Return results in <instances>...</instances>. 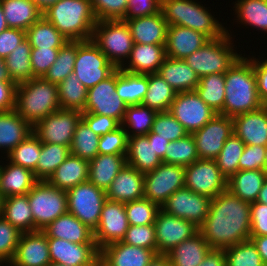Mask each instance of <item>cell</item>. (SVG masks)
<instances>
[{
  "instance_id": "cell-1",
  "label": "cell",
  "mask_w": 267,
  "mask_h": 266,
  "mask_svg": "<svg viewBox=\"0 0 267 266\" xmlns=\"http://www.w3.org/2000/svg\"><path fill=\"white\" fill-rule=\"evenodd\" d=\"M250 208L251 203L227 189L211 200L209 213L198 230L212 249H225L249 240Z\"/></svg>"
},
{
  "instance_id": "cell-2",
  "label": "cell",
  "mask_w": 267,
  "mask_h": 266,
  "mask_svg": "<svg viewBox=\"0 0 267 266\" xmlns=\"http://www.w3.org/2000/svg\"><path fill=\"white\" fill-rule=\"evenodd\" d=\"M264 104L257 91L256 74L252 58L241 56L225 72V100L223 115L234 117L260 109Z\"/></svg>"
},
{
  "instance_id": "cell-3",
  "label": "cell",
  "mask_w": 267,
  "mask_h": 266,
  "mask_svg": "<svg viewBox=\"0 0 267 266\" xmlns=\"http://www.w3.org/2000/svg\"><path fill=\"white\" fill-rule=\"evenodd\" d=\"M43 17L69 41L91 40L97 22L90 0H59Z\"/></svg>"
},
{
  "instance_id": "cell-4",
  "label": "cell",
  "mask_w": 267,
  "mask_h": 266,
  "mask_svg": "<svg viewBox=\"0 0 267 266\" xmlns=\"http://www.w3.org/2000/svg\"><path fill=\"white\" fill-rule=\"evenodd\" d=\"M60 109L57 84L34 77L16 87L17 113L32 126Z\"/></svg>"
},
{
  "instance_id": "cell-5",
  "label": "cell",
  "mask_w": 267,
  "mask_h": 266,
  "mask_svg": "<svg viewBox=\"0 0 267 266\" xmlns=\"http://www.w3.org/2000/svg\"><path fill=\"white\" fill-rule=\"evenodd\" d=\"M205 8L193 0H161V12L168 26L187 27L209 39L222 37L226 28Z\"/></svg>"
},
{
  "instance_id": "cell-6",
  "label": "cell",
  "mask_w": 267,
  "mask_h": 266,
  "mask_svg": "<svg viewBox=\"0 0 267 266\" xmlns=\"http://www.w3.org/2000/svg\"><path fill=\"white\" fill-rule=\"evenodd\" d=\"M229 31L219 38L210 39L200 49L184 58L185 62L200 77L225 73L242 56L234 52Z\"/></svg>"
},
{
  "instance_id": "cell-7",
  "label": "cell",
  "mask_w": 267,
  "mask_h": 266,
  "mask_svg": "<svg viewBox=\"0 0 267 266\" xmlns=\"http://www.w3.org/2000/svg\"><path fill=\"white\" fill-rule=\"evenodd\" d=\"M91 40L116 67L121 68L130 56L134 41L126 21H97Z\"/></svg>"
},
{
  "instance_id": "cell-8",
  "label": "cell",
  "mask_w": 267,
  "mask_h": 266,
  "mask_svg": "<svg viewBox=\"0 0 267 266\" xmlns=\"http://www.w3.org/2000/svg\"><path fill=\"white\" fill-rule=\"evenodd\" d=\"M34 217V232L68 212L67 193L48 181H37L27 193Z\"/></svg>"
},
{
  "instance_id": "cell-9",
  "label": "cell",
  "mask_w": 267,
  "mask_h": 266,
  "mask_svg": "<svg viewBox=\"0 0 267 266\" xmlns=\"http://www.w3.org/2000/svg\"><path fill=\"white\" fill-rule=\"evenodd\" d=\"M66 193L68 212L94 232L99 224L102 206L107 199L106 191L86 181Z\"/></svg>"
},
{
  "instance_id": "cell-10",
  "label": "cell",
  "mask_w": 267,
  "mask_h": 266,
  "mask_svg": "<svg viewBox=\"0 0 267 266\" xmlns=\"http://www.w3.org/2000/svg\"><path fill=\"white\" fill-rule=\"evenodd\" d=\"M116 69L92 40L77 41L73 73L87 89L108 78Z\"/></svg>"
},
{
  "instance_id": "cell-11",
  "label": "cell",
  "mask_w": 267,
  "mask_h": 266,
  "mask_svg": "<svg viewBox=\"0 0 267 266\" xmlns=\"http://www.w3.org/2000/svg\"><path fill=\"white\" fill-rule=\"evenodd\" d=\"M185 187V167L161 163L144 174V198L160 207L177 190Z\"/></svg>"
},
{
  "instance_id": "cell-12",
  "label": "cell",
  "mask_w": 267,
  "mask_h": 266,
  "mask_svg": "<svg viewBox=\"0 0 267 266\" xmlns=\"http://www.w3.org/2000/svg\"><path fill=\"white\" fill-rule=\"evenodd\" d=\"M82 119V112L62 109L49 114L33 126V133L42 143L71 145L77 124Z\"/></svg>"
},
{
  "instance_id": "cell-13",
  "label": "cell",
  "mask_w": 267,
  "mask_h": 266,
  "mask_svg": "<svg viewBox=\"0 0 267 266\" xmlns=\"http://www.w3.org/2000/svg\"><path fill=\"white\" fill-rule=\"evenodd\" d=\"M228 179L215 160L198 159L185 166V187L211 199L227 190Z\"/></svg>"
},
{
  "instance_id": "cell-14",
  "label": "cell",
  "mask_w": 267,
  "mask_h": 266,
  "mask_svg": "<svg viewBox=\"0 0 267 266\" xmlns=\"http://www.w3.org/2000/svg\"><path fill=\"white\" fill-rule=\"evenodd\" d=\"M127 104L116 92V70L106 79L87 90L84 112L105 115L116 119L120 124Z\"/></svg>"
},
{
  "instance_id": "cell-15",
  "label": "cell",
  "mask_w": 267,
  "mask_h": 266,
  "mask_svg": "<svg viewBox=\"0 0 267 266\" xmlns=\"http://www.w3.org/2000/svg\"><path fill=\"white\" fill-rule=\"evenodd\" d=\"M169 112L189 134L200 130L216 114L196 91L177 92Z\"/></svg>"
},
{
  "instance_id": "cell-16",
  "label": "cell",
  "mask_w": 267,
  "mask_h": 266,
  "mask_svg": "<svg viewBox=\"0 0 267 266\" xmlns=\"http://www.w3.org/2000/svg\"><path fill=\"white\" fill-rule=\"evenodd\" d=\"M232 133L233 118L216 113L200 130L192 133L199 159L215 160Z\"/></svg>"
},
{
  "instance_id": "cell-17",
  "label": "cell",
  "mask_w": 267,
  "mask_h": 266,
  "mask_svg": "<svg viewBox=\"0 0 267 266\" xmlns=\"http://www.w3.org/2000/svg\"><path fill=\"white\" fill-rule=\"evenodd\" d=\"M211 200L184 187L174 192L161 209L167 214L188 220L199 228L209 213Z\"/></svg>"
},
{
  "instance_id": "cell-18",
  "label": "cell",
  "mask_w": 267,
  "mask_h": 266,
  "mask_svg": "<svg viewBox=\"0 0 267 266\" xmlns=\"http://www.w3.org/2000/svg\"><path fill=\"white\" fill-rule=\"evenodd\" d=\"M128 228L125 203L106 199L99 224L93 232L97 248L100 250L108 244L122 241Z\"/></svg>"
},
{
  "instance_id": "cell-19",
  "label": "cell",
  "mask_w": 267,
  "mask_h": 266,
  "mask_svg": "<svg viewBox=\"0 0 267 266\" xmlns=\"http://www.w3.org/2000/svg\"><path fill=\"white\" fill-rule=\"evenodd\" d=\"M157 254H166L199 230L192 222L167 214L160 209L154 223Z\"/></svg>"
},
{
  "instance_id": "cell-20",
  "label": "cell",
  "mask_w": 267,
  "mask_h": 266,
  "mask_svg": "<svg viewBox=\"0 0 267 266\" xmlns=\"http://www.w3.org/2000/svg\"><path fill=\"white\" fill-rule=\"evenodd\" d=\"M51 263L68 266H96L100 250L96 243H73L65 239L48 237Z\"/></svg>"
},
{
  "instance_id": "cell-21",
  "label": "cell",
  "mask_w": 267,
  "mask_h": 266,
  "mask_svg": "<svg viewBox=\"0 0 267 266\" xmlns=\"http://www.w3.org/2000/svg\"><path fill=\"white\" fill-rule=\"evenodd\" d=\"M48 237L41 231L22 233L9 266H49Z\"/></svg>"
},
{
  "instance_id": "cell-22",
  "label": "cell",
  "mask_w": 267,
  "mask_h": 266,
  "mask_svg": "<svg viewBox=\"0 0 267 266\" xmlns=\"http://www.w3.org/2000/svg\"><path fill=\"white\" fill-rule=\"evenodd\" d=\"M233 133L245 145H267V105L233 117Z\"/></svg>"
},
{
  "instance_id": "cell-23",
  "label": "cell",
  "mask_w": 267,
  "mask_h": 266,
  "mask_svg": "<svg viewBox=\"0 0 267 266\" xmlns=\"http://www.w3.org/2000/svg\"><path fill=\"white\" fill-rule=\"evenodd\" d=\"M156 253L121 241L106 245L100 249V260L106 266H148Z\"/></svg>"
},
{
  "instance_id": "cell-24",
  "label": "cell",
  "mask_w": 267,
  "mask_h": 266,
  "mask_svg": "<svg viewBox=\"0 0 267 266\" xmlns=\"http://www.w3.org/2000/svg\"><path fill=\"white\" fill-rule=\"evenodd\" d=\"M210 39L193 29L178 25L168 26L166 36V57L184 59L200 49Z\"/></svg>"
},
{
  "instance_id": "cell-25",
  "label": "cell",
  "mask_w": 267,
  "mask_h": 266,
  "mask_svg": "<svg viewBox=\"0 0 267 266\" xmlns=\"http://www.w3.org/2000/svg\"><path fill=\"white\" fill-rule=\"evenodd\" d=\"M106 196L122 203L144 198V174L126 164L107 189Z\"/></svg>"
},
{
  "instance_id": "cell-26",
  "label": "cell",
  "mask_w": 267,
  "mask_h": 266,
  "mask_svg": "<svg viewBox=\"0 0 267 266\" xmlns=\"http://www.w3.org/2000/svg\"><path fill=\"white\" fill-rule=\"evenodd\" d=\"M122 20L129 25L134 43L166 44L168 24L161 11L150 16Z\"/></svg>"
},
{
  "instance_id": "cell-27",
  "label": "cell",
  "mask_w": 267,
  "mask_h": 266,
  "mask_svg": "<svg viewBox=\"0 0 267 266\" xmlns=\"http://www.w3.org/2000/svg\"><path fill=\"white\" fill-rule=\"evenodd\" d=\"M165 58V45L134 43L128 58V66H122L120 69L133 74L158 73Z\"/></svg>"
},
{
  "instance_id": "cell-28",
  "label": "cell",
  "mask_w": 267,
  "mask_h": 266,
  "mask_svg": "<svg viewBox=\"0 0 267 266\" xmlns=\"http://www.w3.org/2000/svg\"><path fill=\"white\" fill-rule=\"evenodd\" d=\"M42 232L47 237L65 239L77 244L95 243L93 231L69 212L49 223Z\"/></svg>"
},
{
  "instance_id": "cell-29",
  "label": "cell",
  "mask_w": 267,
  "mask_h": 266,
  "mask_svg": "<svg viewBox=\"0 0 267 266\" xmlns=\"http://www.w3.org/2000/svg\"><path fill=\"white\" fill-rule=\"evenodd\" d=\"M158 73L176 91H195L199 76L184 59L166 57Z\"/></svg>"
},
{
  "instance_id": "cell-30",
  "label": "cell",
  "mask_w": 267,
  "mask_h": 266,
  "mask_svg": "<svg viewBox=\"0 0 267 266\" xmlns=\"http://www.w3.org/2000/svg\"><path fill=\"white\" fill-rule=\"evenodd\" d=\"M126 160L127 165L142 174L152 172L162 163L153 148V140H148L147 135L128 137Z\"/></svg>"
},
{
  "instance_id": "cell-31",
  "label": "cell",
  "mask_w": 267,
  "mask_h": 266,
  "mask_svg": "<svg viewBox=\"0 0 267 266\" xmlns=\"http://www.w3.org/2000/svg\"><path fill=\"white\" fill-rule=\"evenodd\" d=\"M37 181L31 170L10 161L0 167V194L4 198L27 194Z\"/></svg>"
},
{
  "instance_id": "cell-32",
  "label": "cell",
  "mask_w": 267,
  "mask_h": 266,
  "mask_svg": "<svg viewBox=\"0 0 267 266\" xmlns=\"http://www.w3.org/2000/svg\"><path fill=\"white\" fill-rule=\"evenodd\" d=\"M126 164V155L98 154L89 161L88 181L97 188L107 191Z\"/></svg>"
},
{
  "instance_id": "cell-33",
  "label": "cell",
  "mask_w": 267,
  "mask_h": 266,
  "mask_svg": "<svg viewBox=\"0 0 267 266\" xmlns=\"http://www.w3.org/2000/svg\"><path fill=\"white\" fill-rule=\"evenodd\" d=\"M31 133L33 126L24 120L17 111L0 112V149L10 153ZM3 148V149H2Z\"/></svg>"
},
{
  "instance_id": "cell-34",
  "label": "cell",
  "mask_w": 267,
  "mask_h": 266,
  "mask_svg": "<svg viewBox=\"0 0 267 266\" xmlns=\"http://www.w3.org/2000/svg\"><path fill=\"white\" fill-rule=\"evenodd\" d=\"M88 172L89 161L69 154L47 181L60 190L68 191L76 185L88 181Z\"/></svg>"
},
{
  "instance_id": "cell-35",
  "label": "cell",
  "mask_w": 267,
  "mask_h": 266,
  "mask_svg": "<svg viewBox=\"0 0 267 266\" xmlns=\"http://www.w3.org/2000/svg\"><path fill=\"white\" fill-rule=\"evenodd\" d=\"M212 248L198 231L172 248L166 255L171 266H199Z\"/></svg>"
},
{
  "instance_id": "cell-36",
  "label": "cell",
  "mask_w": 267,
  "mask_h": 266,
  "mask_svg": "<svg viewBox=\"0 0 267 266\" xmlns=\"http://www.w3.org/2000/svg\"><path fill=\"white\" fill-rule=\"evenodd\" d=\"M8 28L26 31L43 13L32 0H0Z\"/></svg>"
},
{
  "instance_id": "cell-37",
  "label": "cell",
  "mask_w": 267,
  "mask_h": 266,
  "mask_svg": "<svg viewBox=\"0 0 267 266\" xmlns=\"http://www.w3.org/2000/svg\"><path fill=\"white\" fill-rule=\"evenodd\" d=\"M266 178L264 170H239L228 179L227 189L241 200L253 203Z\"/></svg>"
},
{
  "instance_id": "cell-38",
  "label": "cell",
  "mask_w": 267,
  "mask_h": 266,
  "mask_svg": "<svg viewBox=\"0 0 267 266\" xmlns=\"http://www.w3.org/2000/svg\"><path fill=\"white\" fill-rule=\"evenodd\" d=\"M2 217L22 233L34 232V217L27 194L4 198Z\"/></svg>"
},
{
  "instance_id": "cell-39",
  "label": "cell",
  "mask_w": 267,
  "mask_h": 266,
  "mask_svg": "<svg viewBox=\"0 0 267 266\" xmlns=\"http://www.w3.org/2000/svg\"><path fill=\"white\" fill-rule=\"evenodd\" d=\"M148 89V75L116 69V92L129 106L142 104Z\"/></svg>"
},
{
  "instance_id": "cell-40",
  "label": "cell",
  "mask_w": 267,
  "mask_h": 266,
  "mask_svg": "<svg viewBox=\"0 0 267 266\" xmlns=\"http://www.w3.org/2000/svg\"><path fill=\"white\" fill-rule=\"evenodd\" d=\"M176 93L159 73L148 74V89L142 104L156 112L169 111Z\"/></svg>"
},
{
  "instance_id": "cell-41",
  "label": "cell",
  "mask_w": 267,
  "mask_h": 266,
  "mask_svg": "<svg viewBox=\"0 0 267 266\" xmlns=\"http://www.w3.org/2000/svg\"><path fill=\"white\" fill-rule=\"evenodd\" d=\"M195 91L210 108L223 115L225 73H215L200 77Z\"/></svg>"
},
{
  "instance_id": "cell-42",
  "label": "cell",
  "mask_w": 267,
  "mask_h": 266,
  "mask_svg": "<svg viewBox=\"0 0 267 266\" xmlns=\"http://www.w3.org/2000/svg\"><path fill=\"white\" fill-rule=\"evenodd\" d=\"M26 39L32 48H60L69 41L43 16L26 30Z\"/></svg>"
},
{
  "instance_id": "cell-43",
  "label": "cell",
  "mask_w": 267,
  "mask_h": 266,
  "mask_svg": "<svg viewBox=\"0 0 267 266\" xmlns=\"http://www.w3.org/2000/svg\"><path fill=\"white\" fill-rule=\"evenodd\" d=\"M156 115L155 110L143 104L129 105L121 126L125 129L128 137L147 135L151 131Z\"/></svg>"
},
{
  "instance_id": "cell-44",
  "label": "cell",
  "mask_w": 267,
  "mask_h": 266,
  "mask_svg": "<svg viewBox=\"0 0 267 266\" xmlns=\"http://www.w3.org/2000/svg\"><path fill=\"white\" fill-rule=\"evenodd\" d=\"M31 49V45L25 39L5 58L10 78L16 84L29 81L33 78L30 61Z\"/></svg>"
},
{
  "instance_id": "cell-45",
  "label": "cell",
  "mask_w": 267,
  "mask_h": 266,
  "mask_svg": "<svg viewBox=\"0 0 267 266\" xmlns=\"http://www.w3.org/2000/svg\"><path fill=\"white\" fill-rule=\"evenodd\" d=\"M70 154V147L65 145L42 143L36 170L33 172L38 181H47L56 168Z\"/></svg>"
},
{
  "instance_id": "cell-46",
  "label": "cell",
  "mask_w": 267,
  "mask_h": 266,
  "mask_svg": "<svg viewBox=\"0 0 267 266\" xmlns=\"http://www.w3.org/2000/svg\"><path fill=\"white\" fill-rule=\"evenodd\" d=\"M57 88L60 108L84 112L88 89L73 72Z\"/></svg>"
},
{
  "instance_id": "cell-47",
  "label": "cell",
  "mask_w": 267,
  "mask_h": 266,
  "mask_svg": "<svg viewBox=\"0 0 267 266\" xmlns=\"http://www.w3.org/2000/svg\"><path fill=\"white\" fill-rule=\"evenodd\" d=\"M100 136L81 119L77 124L70 145V154L81 159L91 161L98 155V143Z\"/></svg>"
},
{
  "instance_id": "cell-48",
  "label": "cell",
  "mask_w": 267,
  "mask_h": 266,
  "mask_svg": "<svg viewBox=\"0 0 267 266\" xmlns=\"http://www.w3.org/2000/svg\"><path fill=\"white\" fill-rule=\"evenodd\" d=\"M236 17L240 23L267 32V0H237Z\"/></svg>"
},
{
  "instance_id": "cell-49",
  "label": "cell",
  "mask_w": 267,
  "mask_h": 266,
  "mask_svg": "<svg viewBox=\"0 0 267 266\" xmlns=\"http://www.w3.org/2000/svg\"><path fill=\"white\" fill-rule=\"evenodd\" d=\"M77 54V41H68L59 48L57 58L44 78L53 84H59L73 71Z\"/></svg>"
},
{
  "instance_id": "cell-50",
  "label": "cell",
  "mask_w": 267,
  "mask_h": 266,
  "mask_svg": "<svg viewBox=\"0 0 267 266\" xmlns=\"http://www.w3.org/2000/svg\"><path fill=\"white\" fill-rule=\"evenodd\" d=\"M199 159L192 134L169 142L162 163L188 166Z\"/></svg>"
},
{
  "instance_id": "cell-51",
  "label": "cell",
  "mask_w": 267,
  "mask_h": 266,
  "mask_svg": "<svg viewBox=\"0 0 267 266\" xmlns=\"http://www.w3.org/2000/svg\"><path fill=\"white\" fill-rule=\"evenodd\" d=\"M42 142L31 133L24 141L19 143L10 153L6 154L10 162L29 169L36 170L38 159L41 153Z\"/></svg>"
},
{
  "instance_id": "cell-52",
  "label": "cell",
  "mask_w": 267,
  "mask_h": 266,
  "mask_svg": "<svg viewBox=\"0 0 267 266\" xmlns=\"http://www.w3.org/2000/svg\"><path fill=\"white\" fill-rule=\"evenodd\" d=\"M244 146L245 143L234 133L224 142L215 161L226 179L238 172L239 159L243 154Z\"/></svg>"
},
{
  "instance_id": "cell-53",
  "label": "cell",
  "mask_w": 267,
  "mask_h": 266,
  "mask_svg": "<svg viewBox=\"0 0 267 266\" xmlns=\"http://www.w3.org/2000/svg\"><path fill=\"white\" fill-rule=\"evenodd\" d=\"M226 266H264L263 260L251 239L224 249Z\"/></svg>"
},
{
  "instance_id": "cell-54",
  "label": "cell",
  "mask_w": 267,
  "mask_h": 266,
  "mask_svg": "<svg viewBox=\"0 0 267 266\" xmlns=\"http://www.w3.org/2000/svg\"><path fill=\"white\" fill-rule=\"evenodd\" d=\"M161 207L145 198L125 203L129 225L154 224Z\"/></svg>"
},
{
  "instance_id": "cell-55",
  "label": "cell",
  "mask_w": 267,
  "mask_h": 266,
  "mask_svg": "<svg viewBox=\"0 0 267 266\" xmlns=\"http://www.w3.org/2000/svg\"><path fill=\"white\" fill-rule=\"evenodd\" d=\"M151 132L158 134V137L167 139L170 142L189 134L169 111L157 112Z\"/></svg>"
},
{
  "instance_id": "cell-56",
  "label": "cell",
  "mask_w": 267,
  "mask_h": 266,
  "mask_svg": "<svg viewBox=\"0 0 267 266\" xmlns=\"http://www.w3.org/2000/svg\"><path fill=\"white\" fill-rule=\"evenodd\" d=\"M22 232L0 217V266L12 261Z\"/></svg>"
},
{
  "instance_id": "cell-57",
  "label": "cell",
  "mask_w": 267,
  "mask_h": 266,
  "mask_svg": "<svg viewBox=\"0 0 267 266\" xmlns=\"http://www.w3.org/2000/svg\"><path fill=\"white\" fill-rule=\"evenodd\" d=\"M123 243L146 249H151L157 254L156 233L154 224L129 225Z\"/></svg>"
},
{
  "instance_id": "cell-58",
  "label": "cell",
  "mask_w": 267,
  "mask_h": 266,
  "mask_svg": "<svg viewBox=\"0 0 267 266\" xmlns=\"http://www.w3.org/2000/svg\"><path fill=\"white\" fill-rule=\"evenodd\" d=\"M97 21L122 20L127 12L128 0H90Z\"/></svg>"
},
{
  "instance_id": "cell-59",
  "label": "cell",
  "mask_w": 267,
  "mask_h": 266,
  "mask_svg": "<svg viewBox=\"0 0 267 266\" xmlns=\"http://www.w3.org/2000/svg\"><path fill=\"white\" fill-rule=\"evenodd\" d=\"M128 136L125 129L120 126L115 131L100 136L98 154L126 155Z\"/></svg>"
},
{
  "instance_id": "cell-60",
  "label": "cell",
  "mask_w": 267,
  "mask_h": 266,
  "mask_svg": "<svg viewBox=\"0 0 267 266\" xmlns=\"http://www.w3.org/2000/svg\"><path fill=\"white\" fill-rule=\"evenodd\" d=\"M59 48H32L30 61L33 78L44 77L51 65L55 62Z\"/></svg>"
},
{
  "instance_id": "cell-61",
  "label": "cell",
  "mask_w": 267,
  "mask_h": 266,
  "mask_svg": "<svg viewBox=\"0 0 267 266\" xmlns=\"http://www.w3.org/2000/svg\"><path fill=\"white\" fill-rule=\"evenodd\" d=\"M265 146L245 145L239 159V170H264Z\"/></svg>"
},
{
  "instance_id": "cell-62",
  "label": "cell",
  "mask_w": 267,
  "mask_h": 266,
  "mask_svg": "<svg viewBox=\"0 0 267 266\" xmlns=\"http://www.w3.org/2000/svg\"><path fill=\"white\" fill-rule=\"evenodd\" d=\"M82 120L98 136L115 131L121 124L114 118L94 113H82Z\"/></svg>"
},
{
  "instance_id": "cell-63",
  "label": "cell",
  "mask_w": 267,
  "mask_h": 266,
  "mask_svg": "<svg viewBox=\"0 0 267 266\" xmlns=\"http://www.w3.org/2000/svg\"><path fill=\"white\" fill-rule=\"evenodd\" d=\"M161 11V0H128L123 19L154 15Z\"/></svg>"
},
{
  "instance_id": "cell-64",
  "label": "cell",
  "mask_w": 267,
  "mask_h": 266,
  "mask_svg": "<svg viewBox=\"0 0 267 266\" xmlns=\"http://www.w3.org/2000/svg\"><path fill=\"white\" fill-rule=\"evenodd\" d=\"M26 39V31L7 28L0 33V58L5 59L22 41Z\"/></svg>"
},
{
  "instance_id": "cell-65",
  "label": "cell",
  "mask_w": 267,
  "mask_h": 266,
  "mask_svg": "<svg viewBox=\"0 0 267 266\" xmlns=\"http://www.w3.org/2000/svg\"><path fill=\"white\" fill-rule=\"evenodd\" d=\"M251 233L250 236L267 235V204L251 203Z\"/></svg>"
},
{
  "instance_id": "cell-66",
  "label": "cell",
  "mask_w": 267,
  "mask_h": 266,
  "mask_svg": "<svg viewBox=\"0 0 267 266\" xmlns=\"http://www.w3.org/2000/svg\"><path fill=\"white\" fill-rule=\"evenodd\" d=\"M253 57V68L256 74L257 91L260 101L267 105V59Z\"/></svg>"
},
{
  "instance_id": "cell-67",
  "label": "cell",
  "mask_w": 267,
  "mask_h": 266,
  "mask_svg": "<svg viewBox=\"0 0 267 266\" xmlns=\"http://www.w3.org/2000/svg\"><path fill=\"white\" fill-rule=\"evenodd\" d=\"M16 87L13 81H0V112L14 110L16 107Z\"/></svg>"
},
{
  "instance_id": "cell-68",
  "label": "cell",
  "mask_w": 267,
  "mask_h": 266,
  "mask_svg": "<svg viewBox=\"0 0 267 266\" xmlns=\"http://www.w3.org/2000/svg\"><path fill=\"white\" fill-rule=\"evenodd\" d=\"M199 266H226L224 249H211Z\"/></svg>"
},
{
  "instance_id": "cell-69",
  "label": "cell",
  "mask_w": 267,
  "mask_h": 266,
  "mask_svg": "<svg viewBox=\"0 0 267 266\" xmlns=\"http://www.w3.org/2000/svg\"><path fill=\"white\" fill-rule=\"evenodd\" d=\"M148 140H153V148L157 155L163 159L165 157L166 147L169 144V140L162 137H158V134L152 133L151 131L147 134Z\"/></svg>"
},
{
  "instance_id": "cell-70",
  "label": "cell",
  "mask_w": 267,
  "mask_h": 266,
  "mask_svg": "<svg viewBox=\"0 0 267 266\" xmlns=\"http://www.w3.org/2000/svg\"><path fill=\"white\" fill-rule=\"evenodd\" d=\"M250 239L256 245V248L263 260L264 265H267V235L266 236H250Z\"/></svg>"
},
{
  "instance_id": "cell-71",
  "label": "cell",
  "mask_w": 267,
  "mask_h": 266,
  "mask_svg": "<svg viewBox=\"0 0 267 266\" xmlns=\"http://www.w3.org/2000/svg\"><path fill=\"white\" fill-rule=\"evenodd\" d=\"M148 266H171L166 254H156Z\"/></svg>"
},
{
  "instance_id": "cell-72",
  "label": "cell",
  "mask_w": 267,
  "mask_h": 266,
  "mask_svg": "<svg viewBox=\"0 0 267 266\" xmlns=\"http://www.w3.org/2000/svg\"><path fill=\"white\" fill-rule=\"evenodd\" d=\"M34 4L38 7V9L44 13L47 11L52 5L56 4L59 0H32Z\"/></svg>"
},
{
  "instance_id": "cell-73",
  "label": "cell",
  "mask_w": 267,
  "mask_h": 266,
  "mask_svg": "<svg viewBox=\"0 0 267 266\" xmlns=\"http://www.w3.org/2000/svg\"><path fill=\"white\" fill-rule=\"evenodd\" d=\"M0 81H13L10 78L5 59L0 58Z\"/></svg>"
},
{
  "instance_id": "cell-74",
  "label": "cell",
  "mask_w": 267,
  "mask_h": 266,
  "mask_svg": "<svg viewBox=\"0 0 267 266\" xmlns=\"http://www.w3.org/2000/svg\"><path fill=\"white\" fill-rule=\"evenodd\" d=\"M256 202L267 204V178H266L260 192L258 193Z\"/></svg>"
},
{
  "instance_id": "cell-75",
  "label": "cell",
  "mask_w": 267,
  "mask_h": 266,
  "mask_svg": "<svg viewBox=\"0 0 267 266\" xmlns=\"http://www.w3.org/2000/svg\"><path fill=\"white\" fill-rule=\"evenodd\" d=\"M7 28H8V26L6 24L4 12H3L1 2H0V33Z\"/></svg>"
},
{
  "instance_id": "cell-76",
  "label": "cell",
  "mask_w": 267,
  "mask_h": 266,
  "mask_svg": "<svg viewBox=\"0 0 267 266\" xmlns=\"http://www.w3.org/2000/svg\"><path fill=\"white\" fill-rule=\"evenodd\" d=\"M264 172L267 176V145L265 146V165H264Z\"/></svg>"
},
{
  "instance_id": "cell-77",
  "label": "cell",
  "mask_w": 267,
  "mask_h": 266,
  "mask_svg": "<svg viewBox=\"0 0 267 266\" xmlns=\"http://www.w3.org/2000/svg\"><path fill=\"white\" fill-rule=\"evenodd\" d=\"M4 197L0 194V217L2 216Z\"/></svg>"
},
{
  "instance_id": "cell-78",
  "label": "cell",
  "mask_w": 267,
  "mask_h": 266,
  "mask_svg": "<svg viewBox=\"0 0 267 266\" xmlns=\"http://www.w3.org/2000/svg\"><path fill=\"white\" fill-rule=\"evenodd\" d=\"M49 266H68V265H63L59 263H51Z\"/></svg>"
},
{
  "instance_id": "cell-79",
  "label": "cell",
  "mask_w": 267,
  "mask_h": 266,
  "mask_svg": "<svg viewBox=\"0 0 267 266\" xmlns=\"http://www.w3.org/2000/svg\"><path fill=\"white\" fill-rule=\"evenodd\" d=\"M100 266H106V265L100 260Z\"/></svg>"
},
{
  "instance_id": "cell-80",
  "label": "cell",
  "mask_w": 267,
  "mask_h": 266,
  "mask_svg": "<svg viewBox=\"0 0 267 266\" xmlns=\"http://www.w3.org/2000/svg\"><path fill=\"white\" fill-rule=\"evenodd\" d=\"M96 266H100V259L97 261Z\"/></svg>"
}]
</instances>
